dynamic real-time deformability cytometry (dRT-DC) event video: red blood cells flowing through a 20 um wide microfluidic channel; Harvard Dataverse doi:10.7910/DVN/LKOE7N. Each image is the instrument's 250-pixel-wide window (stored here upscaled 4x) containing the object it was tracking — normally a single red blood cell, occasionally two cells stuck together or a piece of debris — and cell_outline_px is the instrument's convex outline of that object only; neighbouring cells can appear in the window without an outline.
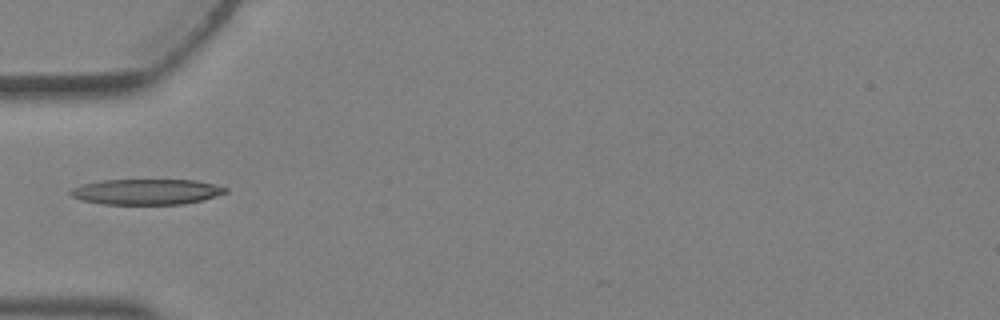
{"species": "Egyptian fruit bat (a non-hibernating species)", "species_latin": "Rousettus aegyptiacus", "temperature_condition": "warm", "stored_images_in_passage": 4, "camera_frame_rate_fps": 3000, "um_per_image_px": 0.085, "animal": {"sex": "female"}, "frame": {"image": 1, "passage_image": 4, "time_ms": 1.0, "image_size_px": [1000, 320], "cell_outline_px": [[228, 192], [200, 200], [184, 204], [104, 204], [80, 200], [72, 196], [68, 192], [72, 188], [84, 184], [100, 180], [196, 180], [216, 184], [228, 188]], "centroid_in_image_um": [12.45, 16.29], "position_along_channel_um": 72.6, "area_um2": 23.06}}